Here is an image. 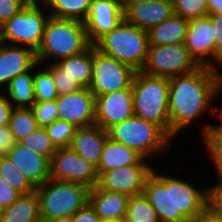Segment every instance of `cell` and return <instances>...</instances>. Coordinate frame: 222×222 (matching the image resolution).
I'll list each match as a JSON object with an SVG mask.
<instances>
[{
	"instance_id": "obj_1",
	"label": "cell",
	"mask_w": 222,
	"mask_h": 222,
	"mask_svg": "<svg viewBox=\"0 0 222 222\" xmlns=\"http://www.w3.org/2000/svg\"><path fill=\"white\" fill-rule=\"evenodd\" d=\"M222 92V73L218 69L198 66L192 72L169 78L170 137L207 112Z\"/></svg>"
},
{
	"instance_id": "obj_2",
	"label": "cell",
	"mask_w": 222,
	"mask_h": 222,
	"mask_svg": "<svg viewBox=\"0 0 222 222\" xmlns=\"http://www.w3.org/2000/svg\"><path fill=\"white\" fill-rule=\"evenodd\" d=\"M143 193L160 222H188L214 200L213 186L199 190L192 183L165 176L153 169Z\"/></svg>"
},
{
	"instance_id": "obj_3",
	"label": "cell",
	"mask_w": 222,
	"mask_h": 222,
	"mask_svg": "<svg viewBox=\"0 0 222 222\" xmlns=\"http://www.w3.org/2000/svg\"><path fill=\"white\" fill-rule=\"evenodd\" d=\"M90 45L84 22L50 16L45 24L43 40L36 51L37 63L41 65L49 58H54L57 63L85 51Z\"/></svg>"
},
{
	"instance_id": "obj_4",
	"label": "cell",
	"mask_w": 222,
	"mask_h": 222,
	"mask_svg": "<svg viewBox=\"0 0 222 222\" xmlns=\"http://www.w3.org/2000/svg\"><path fill=\"white\" fill-rule=\"evenodd\" d=\"M131 88L134 114L157 124L170 136L169 79L137 71Z\"/></svg>"
},
{
	"instance_id": "obj_5",
	"label": "cell",
	"mask_w": 222,
	"mask_h": 222,
	"mask_svg": "<svg viewBox=\"0 0 222 222\" xmlns=\"http://www.w3.org/2000/svg\"><path fill=\"white\" fill-rule=\"evenodd\" d=\"M94 46L135 71H142L149 49L148 33L124 19L115 29L101 37Z\"/></svg>"
},
{
	"instance_id": "obj_6",
	"label": "cell",
	"mask_w": 222,
	"mask_h": 222,
	"mask_svg": "<svg viewBox=\"0 0 222 222\" xmlns=\"http://www.w3.org/2000/svg\"><path fill=\"white\" fill-rule=\"evenodd\" d=\"M89 190L81 184L53 179L36 187L42 222L73 216L88 202Z\"/></svg>"
},
{
	"instance_id": "obj_7",
	"label": "cell",
	"mask_w": 222,
	"mask_h": 222,
	"mask_svg": "<svg viewBox=\"0 0 222 222\" xmlns=\"http://www.w3.org/2000/svg\"><path fill=\"white\" fill-rule=\"evenodd\" d=\"M107 132L111 140L131 147L143 158L161 150L166 151L172 139L157 124L136 115L114 124Z\"/></svg>"
},
{
	"instance_id": "obj_8",
	"label": "cell",
	"mask_w": 222,
	"mask_h": 222,
	"mask_svg": "<svg viewBox=\"0 0 222 222\" xmlns=\"http://www.w3.org/2000/svg\"><path fill=\"white\" fill-rule=\"evenodd\" d=\"M39 0L29 1L24 8L0 26V41L26 46L35 52L43 40L45 24L50 17L44 14Z\"/></svg>"
},
{
	"instance_id": "obj_9",
	"label": "cell",
	"mask_w": 222,
	"mask_h": 222,
	"mask_svg": "<svg viewBox=\"0 0 222 222\" xmlns=\"http://www.w3.org/2000/svg\"><path fill=\"white\" fill-rule=\"evenodd\" d=\"M135 71L93 45V69L89 89L95 96L132 87Z\"/></svg>"
},
{
	"instance_id": "obj_10",
	"label": "cell",
	"mask_w": 222,
	"mask_h": 222,
	"mask_svg": "<svg viewBox=\"0 0 222 222\" xmlns=\"http://www.w3.org/2000/svg\"><path fill=\"white\" fill-rule=\"evenodd\" d=\"M198 65L190 57L184 44L149 46L142 72L151 76L172 78L192 72Z\"/></svg>"
},
{
	"instance_id": "obj_11",
	"label": "cell",
	"mask_w": 222,
	"mask_h": 222,
	"mask_svg": "<svg viewBox=\"0 0 222 222\" xmlns=\"http://www.w3.org/2000/svg\"><path fill=\"white\" fill-rule=\"evenodd\" d=\"M50 179L77 183L93 189L97 184V168L71 147L57 148L50 160Z\"/></svg>"
},
{
	"instance_id": "obj_12",
	"label": "cell",
	"mask_w": 222,
	"mask_h": 222,
	"mask_svg": "<svg viewBox=\"0 0 222 222\" xmlns=\"http://www.w3.org/2000/svg\"><path fill=\"white\" fill-rule=\"evenodd\" d=\"M142 158L137 164L123 166L98 174L96 188L105 191L119 192L128 196L143 193L147 177L153 167Z\"/></svg>"
},
{
	"instance_id": "obj_13",
	"label": "cell",
	"mask_w": 222,
	"mask_h": 222,
	"mask_svg": "<svg viewBox=\"0 0 222 222\" xmlns=\"http://www.w3.org/2000/svg\"><path fill=\"white\" fill-rule=\"evenodd\" d=\"M184 46L198 66L217 69L211 61L215 60V35L214 26L208 16L189 21Z\"/></svg>"
},
{
	"instance_id": "obj_14",
	"label": "cell",
	"mask_w": 222,
	"mask_h": 222,
	"mask_svg": "<svg viewBox=\"0 0 222 222\" xmlns=\"http://www.w3.org/2000/svg\"><path fill=\"white\" fill-rule=\"evenodd\" d=\"M134 115L132 88L95 96V124L106 131Z\"/></svg>"
},
{
	"instance_id": "obj_15",
	"label": "cell",
	"mask_w": 222,
	"mask_h": 222,
	"mask_svg": "<svg viewBox=\"0 0 222 222\" xmlns=\"http://www.w3.org/2000/svg\"><path fill=\"white\" fill-rule=\"evenodd\" d=\"M124 19L121 0H92L89 14L84 21L90 44L94 45Z\"/></svg>"
},
{
	"instance_id": "obj_16",
	"label": "cell",
	"mask_w": 222,
	"mask_h": 222,
	"mask_svg": "<svg viewBox=\"0 0 222 222\" xmlns=\"http://www.w3.org/2000/svg\"><path fill=\"white\" fill-rule=\"evenodd\" d=\"M58 119L86 127L95 124V95L89 88L58 95L56 99Z\"/></svg>"
},
{
	"instance_id": "obj_17",
	"label": "cell",
	"mask_w": 222,
	"mask_h": 222,
	"mask_svg": "<svg viewBox=\"0 0 222 222\" xmlns=\"http://www.w3.org/2000/svg\"><path fill=\"white\" fill-rule=\"evenodd\" d=\"M36 64V52L30 47L0 41V87L5 88L13 78L30 71Z\"/></svg>"
},
{
	"instance_id": "obj_18",
	"label": "cell",
	"mask_w": 222,
	"mask_h": 222,
	"mask_svg": "<svg viewBox=\"0 0 222 222\" xmlns=\"http://www.w3.org/2000/svg\"><path fill=\"white\" fill-rule=\"evenodd\" d=\"M7 156L35 188L50 179V160L46 156L33 152L19 142L14 144Z\"/></svg>"
},
{
	"instance_id": "obj_19",
	"label": "cell",
	"mask_w": 222,
	"mask_h": 222,
	"mask_svg": "<svg viewBox=\"0 0 222 222\" xmlns=\"http://www.w3.org/2000/svg\"><path fill=\"white\" fill-rule=\"evenodd\" d=\"M173 14L172 0H157L130 5L124 11V18L129 24L148 31Z\"/></svg>"
},
{
	"instance_id": "obj_20",
	"label": "cell",
	"mask_w": 222,
	"mask_h": 222,
	"mask_svg": "<svg viewBox=\"0 0 222 222\" xmlns=\"http://www.w3.org/2000/svg\"><path fill=\"white\" fill-rule=\"evenodd\" d=\"M108 138V132L97 124L77 127L70 147L87 162L98 168Z\"/></svg>"
},
{
	"instance_id": "obj_21",
	"label": "cell",
	"mask_w": 222,
	"mask_h": 222,
	"mask_svg": "<svg viewBox=\"0 0 222 222\" xmlns=\"http://www.w3.org/2000/svg\"><path fill=\"white\" fill-rule=\"evenodd\" d=\"M130 196L94 187L89 190L88 202L101 221L125 219Z\"/></svg>"
},
{
	"instance_id": "obj_22",
	"label": "cell",
	"mask_w": 222,
	"mask_h": 222,
	"mask_svg": "<svg viewBox=\"0 0 222 222\" xmlns=\"http://www.w3.org/2000/svg\"><path fill=\"white\" fill-rule=\"evenodd\" d=\"M189 21L182 16L173 14L161 24L150 28L147 31L149 46L184 44Z\"/></svg>"
},
{
	"instance_id": "obj_23",
	"label": "cell",
	"mask_w": 222,
	"mask_h": 222,
	"mask_svg": "<svg viewBox=\"0 0 222 222\" xmlns=\"http://www.w3.org/2000/svg\"><path fill=\"white\" fill-rule=\"evenodd\" d=\"M143 157L124 144L108 138L104 145L97 173L137 164Z\"/></svg>"
},
{
	"instance_id": "obj_24",
	"label": "cell",
	"mask_w": 222,
	"mask_h": 222,
	"mask_svg": "<svg viewBox=\"0 0 222 222\" xmlns=\"http://www.w3.org/2000/svg\"><path fill=\"white\" fill-rule=\"evenodd\" d=\"M2 222H42L37 191L21 194L14 203L6 207Z\"/></svg>"
},
{
	"instance_id": "obj_25",
	"label": "cell",
	"mask_w": 222,
	"mask_h": 222,
	"mask_svg": "<svg viewBox=\"0 0 222 222\" xmlns=\"http://www.w3.org/2000/svg\"><path fill=\"white\" fill-rule=\"evenodd\" d=\"M39 65L37 63L30 71L17 75L6 86V94L13 108H31L35 102L33 71L35 73Z\"/></svg>"
},
{
	"instance_id": "obj_26",
	"label": "cell",
	"mask_w": 222,
	"mask_h": 222,
	"mask_svg": "<svg viewBox=\"0 0 222 222\" xmlns=\"http://www.w3.org/2000/svg\"><path fill=\"white\" fill-rule=\"evenodd\" d=\"M82 88H89L93 69V45L85 51L57 62Z\"/></svg>"
},
{
	"instance_id": "obj_27",
	"label": "cell",
	"mask_w": 222,
	"mask_h": 222,
	"mask_svg": "<svg viewBox=\"0 0 222 222\" xmlns=\"http://www.w3.org/2000/svg\"><path fill=\"white\" fill-rule=\"evenodd\" d=\"M50 8L51 17L84 22L89 14L92 0H40Z\"/></svg>"
},
{
	"instance_id": "obj_28",
	"label": "cell",
	"mask_w": 222,
	"mask_h": 222,
	"mask_svg": "<svg viewBox=\"0 0 222 222\" xmlns=\"http://www.w3.org/2000/svg\"><path fill=\"white\" fill-rule=\"evenodd\" d=\"M15 142H20L39 126L31 108H13L8 123Z\"/></svg>"
},
{
	"instance_id": "obj_29",
	"label": "cell",
	"mask_w": 222,
	"mask_h": 222,
	"mask_svg": "<svg viewBox=\"0 0 222 222\" xmlns=\"http://www.w3.org/2000/svg\"><path fill=\"white\" fill-rule=\"evenodd\" d=\"M126 222H160L155 209L144 193L130 196L125 216Z\"/></svg>"
},
{
	"instance_id": "obj_30",
	"label": "cell",
	"mask_w": 222,
	"mask_h": 222,
	"mask_svg": "<svg viewBox=\"0 0 222 222\" xmlns=\"http://www.w3.org/2000/svg\"><path fill=\"white\" fill-rule=\"evenodd\" d=\"M0 176L20 194H27L36 190L8 156H0Z\"/></svg>"
},
{
	"instance_id": "obj_31",
	"label": "cell",
	"mask_w": 222,
	"mask_h": 222,
	"mask_svg": "<svg viewBox=\"0 0 222 222\" xmlns=\"http://www.w3.org/2000/svg\"><path fill=\"white\" fill-rule=\"evenodd\" d=\"M19 143L35 153L46 156L49 160L57 149L48 136L45 127H38Z\"/></svg>"
},
{
	"instance_id": "obj_32",
	"label": "cell",
	"mask_w": 222,
	"mask_h": 222,
	"mask_svg": "<svg viewBox=\"0 0 222 222\" xmlns=\"http://www.w3.org/2000/svg\"><path fill=\"white\" fill-rule=\"evenodd\" d=\"M203 145L211 155V160L217 169L219 180H222V128L206 127V131L202 135Z\"/></svg>"
},
{
	"instance_id": "obj_33",
	"label": "cell",
	"mask_w": 222,
	"mask_h": 222,
	"mask_svg": "<svg viewBox=\"0 0 222 222\" xmlns=\"http://www.w3.org/2000/svg\"><path fill=\"white\" fill-rule=\"evenodd\" d=\"M41 70H38L35 74L33 73L35 101L56 100L58 93L55 88L52 72L48 68Z\"/></svg>"
},
{
	"instance_id": "obj_34",
	"label": "cell",
	"mask_w": 222,
	"mask_h": 222,
	"mask_svg": "<svg viewBox=\"0 0 222 222\" xmlns=\"http://www.w3.org/2000/svg\"><path fill=\"white\" fill-rule=\"evenodd\" d=\"M45 128L56 148L70 147L77 129L74 124L60 119Z\"/></svg>"
},
{
	"instance_id": "obj_35",
	"label": "cell",
	"mask_w": 222,
	"mask_h": 222,
	"mask_svg": "<svg viewBox=\"0 0 222 222\" xmlns=\"http://www.w3.org/2000/svg\"><path fill=\"white\" fill-rule=\"evenodd\" d=\"M174 14L188 20L208 16L207 0H172Z\"/></svg>"
},
{
	"instance_id": "obj_36",
	"label": "cell",
	"mask_w": 222,
	"mask_h": 222,
	"mask_svg": "<svg viewBox=\"0 0 222 222\" xmlns=\"http://www.w3.org/2000/svg\"><path fill=\"white\" fill-rule=\"evenodd\" d=\"M51 72L58 95L78 91L82 88L75 79H72L66 71L56 62L46 66Z\"/></svg>"
},
{
	"instance_id": "obj_37",
	"label": "cell",
	"mask_w": 222,
	"mask_h": 222,
	"mask_svg": "<svg viewBox=\"0 0 222 222\" xmlns=\"http://www.w3.org/2000/svg\"><path fill=\"white\" fill-rule=\"evenodd\" d=\"M31 109L39 127L51 125L58 119L56 100L43 102L35 101Z\"/></svg>"
},
{
	"instance_id": "obj_38",
	"label": "cell",
	"mask_w": 222,
	"mask_h": 222,
	"mask_svg": "<svg viewBox=\"0 0 222 222\" xmlns=\"http://www.w3.org/2000/svg\"><path fill=\"white\" fill-rule=\"evenodd\" d=\"M188 222H222V208L212 200L201 212Z\"/></svg>"
},
{
	"instance_id": "obj_39",
	"label": "cell",
	"mask_w": 222,
	"mask_h": 222,
	"mask_svg": "<svg viewBox=\"0 0 222 222\" xmlns=\"http://www.w3.org/2000/svg\"><path fill=\"white\" fill-rule=\"evenodd\" d=\"M30 0H0V26L17 14Z\"/></svg>"
},
{
	"instance_id": "obj_40",
	"label": "cell",
	"mask_w": 222,
	"mask_h": 222,
	"mask_svg": "<svg viewBox=\"0 0 222 222\" xmlns=\"http://www.w3.org/2000/svg\"><path fill=\"white\" fill-rule=\"evenodd\" d=\"M214 26L215 62L222 66V15L208 14ZM222 69V67H221Z\"/></svg>"
},
{
	"instance_id": "obj_41",
	"label": "cell",
	"mask_w": 222,
	"mask_h": 222,
	"mask_svg": "<svg viewBox=\"0 0 222 222\" xmlns=\"http://www.w3.org/2000/svg\"><path fill=\"white\" fill-rule=\"evenodd\" d=\"M21 194L0 176V206L6 208L14 203Z\"/></svg>"
},
{
	"instance_id": "obj_42",
	"label": "cell",
	"mask_w": 222,
	"mask_h": 222,
	"mask_svg": "<svg viewBox=\"0 0 222 222\" xmlns=\"http://www.w3.org/2000/svg\"><path fill=\"white\" fill-rule=\"evenodd\" d=\"M15 143L9 126H0V156H7Z\"/></svg>"
},
{
	"instance_id": "obj_43",
	"label": "cell",
	"mask_w": 222,
	"mask_h": 222,
	"mask_svg": "<svg viewBox=\"0 0 222 222\" xmlns=\"http://www.w3.org/2000/svg\"><path fill=\"white\" fill-rule=\"evenodd\" d=\"M73 222H102L89 202L73 215Z\"/></svg>"
},
{
	"instance_id": "obj_44",
	"label": "cell",
	"mask_w": 222,
	"mask_h": 222,
	"mask_svg": "<svg viewBox=\"0 0 222 222\" xmlns=\"http://www.w3.org/2000/svg\"><path fill=\"white\" fill-rule=\"evenodd\" d=\"M12 109L8 97L0 94V126L8 125Z\"/></svg>"
},
{
	"instance_id": "obj_45",
	"label": "cell",
	"mask_w": 222,
	"mask_h": 222,
	"mask_svg": "<svg viewBox=\"0 0 222 222\" xmlns=\"http://www.w3.org/2000/svg\"><path fill=\"white\" fill-rule=\"evenodd\" d=\"M208 14L222 15V0H207Z\"/></svg>"
},
{
	"instance_id": "obj_46",
	"label": "cell",
	"mask_w": 222,
	"mask_h": 222,
	"mask_svg": "<svg viewBox=\"0 0 222 222\" xmlns=\"http://www.w3.org/2000/svg\"><path fill=\"white\" fill-rule=\"evenodd\" d=\"M214 201L222 208V180L213 186Z\"/></svg>"
},
{
	"instance_id": "obj_47",
	"label": "cell",
	"mask_w": 222,
	"mask_h": 222,
	"mask_svg": "<svg viewBox=\"0 0 222 222\" xmlns=\"http://www.w3.org/2000/svg\"><path fill=\"white\" fill-rule=\"evenodd\" d=\"M150 1H157V0H121L122 8L124 11L130 6L141 2H150Z\"/></svg>"
},
{
	"instance_id": "obj_48",
	"label": "cell",
	"mask_w": 222,
	"mask_h": 222,
	"mask_svg": "<svg viewBox=\"0 0 222 222\" xmlns=\"http://www.w3.org/2000/svg\"><path fill=\"white\" fill-rule=\"evenodd\" d=\"M213 110H219V111H216V112H220L219 114H220V116H221V120H222V109H215L214 107H213ZM221 123H222V121H221ZM204 126V128L202 127V130H203V132H202V134L206 131V127H221L222 128V124L221 125H212V124H210V123H208L207 125H203Z\"/></svg>"
},
{
	"instance_id": "obj_49",
	"label": "cell",
	"mask_w": 222,
	"mask_h": 222,
	"mask_svg": "<svg viewBox=\"0 0 222 222\" xmlns=\"http://www.w3.org/2000/svg\"><path fill=\"white\" fill-rule=\"evenodd\" d=\"M50 222H73V216L61 217Z\"/></svg>"
},
{
	"instance_id": "obj_50",
	"label": "cell",
	"mask_w": 222,
	"mask_h": 222,
	"mask_svg": "<svg viewBox=\"0 0 222 222\" xmlns=\"http://www.w3.org/2000/svg\"><path fill=\"white\" fill-rule=\"evenodd\" d=\"M4 207L0 206V222L3 220V215H4Z\"/></svg>"
},
{
	"instance_id": "obj_51",
	"label": "cell",
	"mask_w": 222,
	"mask_h": 222,
	"mask_svg": "<svg viewBox=\"0 0 222 222\" xmlns=\"http://www.w3.org/2000/svg\"><path fill=\"white\" fill-rule=\"evenodd\" d=\"M102 222H126L125 219L118 220V221H102Z\"/></svg>"
}]
</instances>
